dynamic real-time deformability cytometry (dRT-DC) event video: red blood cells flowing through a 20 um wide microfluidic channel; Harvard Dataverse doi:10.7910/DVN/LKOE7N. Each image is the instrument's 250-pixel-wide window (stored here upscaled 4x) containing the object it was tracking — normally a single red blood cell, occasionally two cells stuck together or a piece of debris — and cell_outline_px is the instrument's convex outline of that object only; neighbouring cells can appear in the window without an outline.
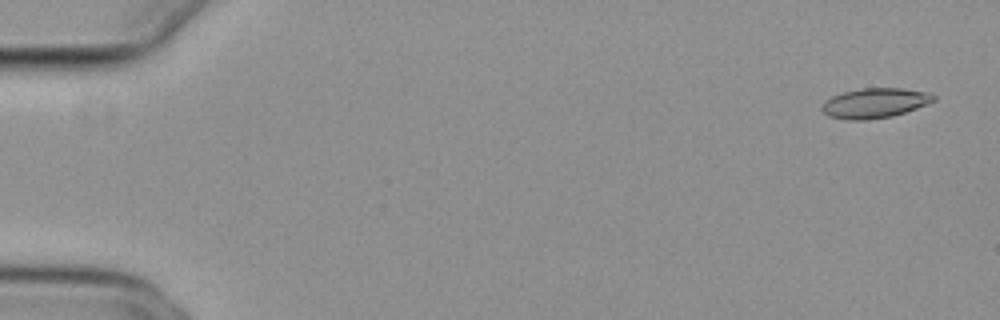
{"species": "common noctule bat (a hibernating species)", "species_latin": "Nyctalus noctula", "temperature_condition": "cold", "stored_images_in_passage": 55, "camera_frame_rate_fps": 3000, "um_per_image_px": 0.085, "animal": {"sex": "female", "body_mass_g": 29.2, "forearm_length_mm": 56.3}, "frame": {"image": 1, "passage_image": 3, "time_ms": 0.667, "image_size_px": [1000, 320], "cell_outline_px": [[936, 100], [916, 108], [892, 116], [864, 120], [848, 120], [828, 116], [820, 108], [824, 100], [832, 96], [844, 92], [864, 88], [900, 88], [928, 92], [936, 96]], "centroid_in_image_um": [74.34, 8.76], "position_along_channel_um": 10.7, "area_um2": 19.36}}
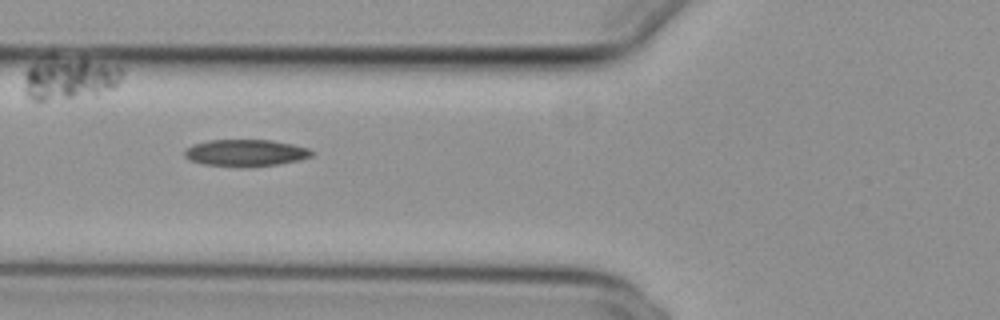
{"frame": {"image": 2, "passage_image": 22, "time_ms": 7.0, "image_size_px": [1000, 320], "cell_outline_px": [[312, 156], [300, 160], [280, 164], [248, 168], [236, 168], [204, 164], [192, 160], [184, 156], [184, 148], [192, 144], [208, 140], [272, 140], [292, 144], [308, 148], [312, 152]], "centroid_in_image_um": [20.85, 13.01], "position_along_channel_um": 104.9, "area_um2": 20.29}}
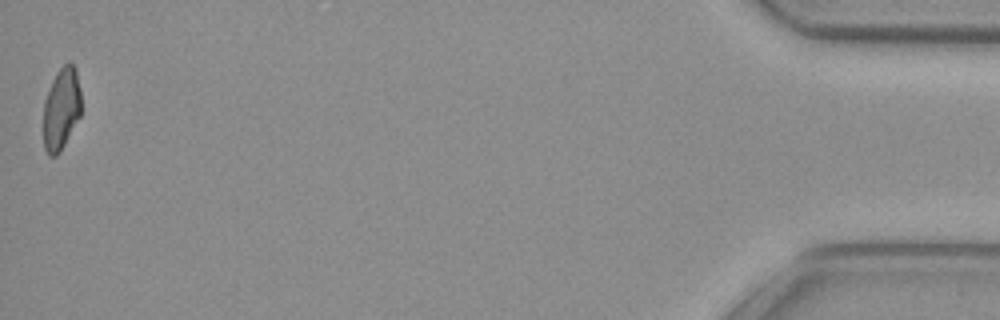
{"frame": {"image": 3, "passage_image": 55, "time_ms": 18.0, "image_size_px": [1000, 320], "cell_outline_px": [[80, 116], [60, 152], [56, 156], [48, 156], [44, 148], [44, 100], [52, 80], [56, 72], [68, 60], [76, 68], [80, 88]], "centroid_in_image_um": [5.21, 9.23], "position_along_channel_um": 430.0, "area_um2": 18.15}, "authors_computed_cell_mechanics": {"area_um2": 19.4786, "velocity_mm_per_s": 3.8303, "shape_relaxation_time_tau1_ms": null, "shape_relaxation_time_tau2_ms": 7.4142, "deformation_change_tau1": null, "deformation_change_tau2": 0.1467}}